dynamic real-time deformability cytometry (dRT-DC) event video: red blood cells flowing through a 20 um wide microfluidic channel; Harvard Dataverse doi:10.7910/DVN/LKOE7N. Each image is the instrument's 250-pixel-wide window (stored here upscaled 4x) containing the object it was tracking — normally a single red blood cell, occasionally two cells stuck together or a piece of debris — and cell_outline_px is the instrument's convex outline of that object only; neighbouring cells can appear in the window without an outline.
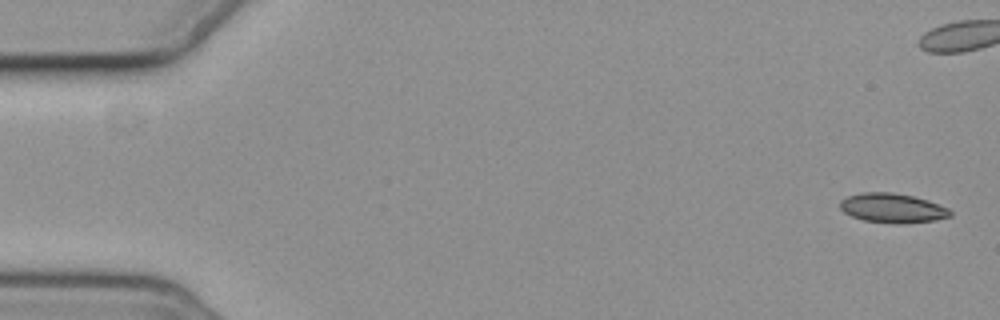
{"species": "common noctule bat (a hibernating species)", "species_latin": "Nyctalus noctula", "temperature_condition": "cold", "stored_images_in_passage": 5, "camera_frame_rate_fps": 3000, "um_per_image_px": 0.085, "animal": {"sex": "female", "body_mass_g": 19.3, "forearm_length_mm": 54.1}, "frame": {"image": 1, "passage_image": 1, "time_ms": 0.0, "image_size_px": [1000, 320], "cell_outline_px": [[952, 216], [936, 220], [900, 224], [864, 220], [852, 216], [844, 212], [840, 208], [840, 200], [848, 196], [860, 192], [892, 192], [912, 196], [928, 200], [948, 208], [952, 212]], "centroid_in_image_um": [75.87, 17.68], "position_along_channel_um": 9.1, "area_um2": 18.9}}